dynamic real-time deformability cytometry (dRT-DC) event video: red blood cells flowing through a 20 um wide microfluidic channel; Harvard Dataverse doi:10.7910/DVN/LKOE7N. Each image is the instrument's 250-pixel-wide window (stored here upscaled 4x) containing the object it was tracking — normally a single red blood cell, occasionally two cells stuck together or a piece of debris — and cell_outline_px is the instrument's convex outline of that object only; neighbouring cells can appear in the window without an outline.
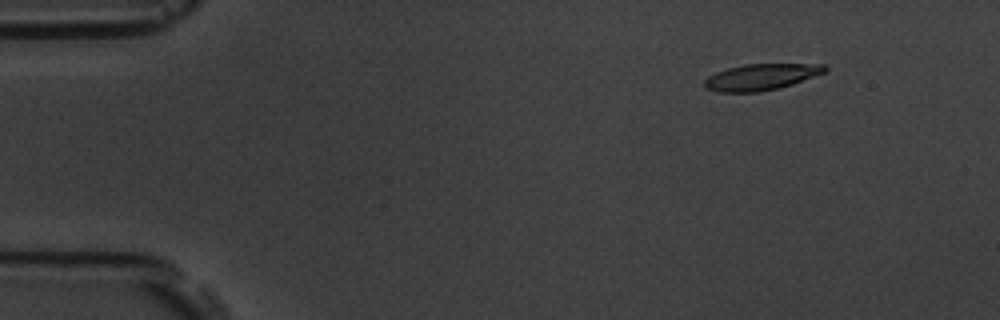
{"species": "common noctule bat (a hibernating species)", "species_latin": "Nyctalus noctula", "temperature_condition": "room temperature", "stored_images_in_passage": 6, "segment_of_instrument_passage": [1, 2], "camera_frame_rate_fps": 3000, "um_per_image_px": 0.085, "animal": {"sex": "male", "body_mass_g": 19.5, "forearm_length_mm": 54.6}, "frame": {"image": 1, "passage_image": 2, "time_ms": 1.0, "image_size_px": [1000, 320], "cell_outline_px": [[828, 72], [792, 84], [776, 88], [756, 92], [720, 92], [704, 88], [704, 80], [708, 76], [716, 72], [728, 68], [744, 64], [828, 64]], "centroid_in_image_um": [64.72, 6.53], "position_along_channel_um": 20.3, "area_um2": 18.5}}